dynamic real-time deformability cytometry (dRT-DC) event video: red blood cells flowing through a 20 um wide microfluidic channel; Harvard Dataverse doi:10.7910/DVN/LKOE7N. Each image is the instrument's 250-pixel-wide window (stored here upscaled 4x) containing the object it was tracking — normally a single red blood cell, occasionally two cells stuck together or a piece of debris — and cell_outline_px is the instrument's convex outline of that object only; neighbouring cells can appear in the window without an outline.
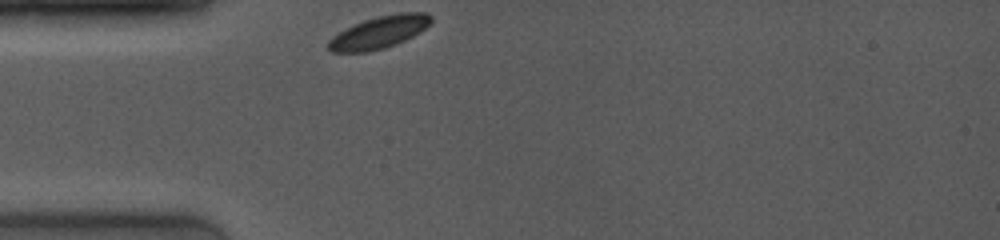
{"species": "common noctule bat (a hibernating species)", "species_latin": "Nyctalus noctula", "temperature_condition": "room temperature", "stored_images_in_passage": 17, "camera_frame_rate_fps": 4000, "um_per_image_px": 0.085, "animal": {"sex": "female", "body_mass_g": 19.0, "forearm_length_mm": 53.3}, "frame": {"image": 1, "passage_image": 1, "time_ms": 0.0, "image_size_px": [1000, 240], "cell_outline_px": [[432, 20], [424, 28], [412, 36], [396, 44], [384, 48], [364, 52], [332, 52], [328, 48], [328, 40], [332, 36], [344, 28], [364, 20], [376, 16], [400, 12], [424, 12], [432, 16]], "centroid_in_image_um": [32.19, 2.73], "position_along_channel_um": 52.8, "area_um2": 19.25}}
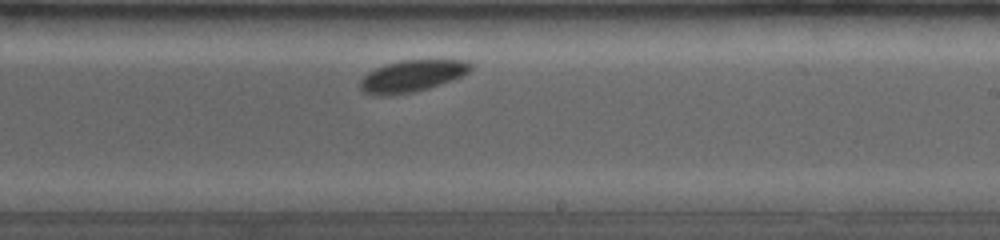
{"frame": {"image": 2, "passage_image": 12, "time_ms": 5.5, "image_size_px": [1000, 240], "cell_outline_px": [[476, 64], [464, 76], [428, 88], [412, 92], [364, 92], [360, 88], [360, 80], [368, 72], [384, 64], [400, 60], [468, 60]], "centroid_in_image_um": [35.15, 6.39], "position_along_channel_um": 253.9, "area_um2": 19.83}}
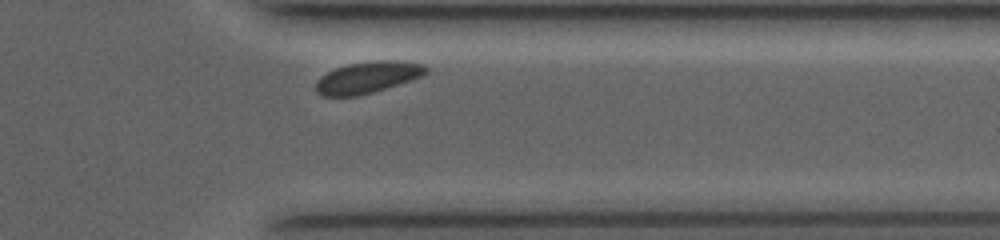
{"frame": {"image": 3, "passage_image": 16, "time_ms": 8.75, "image_size_px": [1000, 240], "cell_outline_px": [[428, 72], [424, 76], [412, 80], [372, 92], [356, 96], [324, 96], [316, 92], [316, 80], [320, 76], [336, 68], [348, 64], [376, 60], [400, 60], [424, 64], [428, 68]], "centroid_in_image_um": [31.28, 6.56], "position_along_channel_um": 380.1, "area_um2": 20.35}, "authors_computed_cell_mechanics": {"area_um2": 19.7098, "velocity_mm_per_s": 3.8281, "shape_relaxation_time_tau1_ms": 0.7968, "shape_relaxation_time_tau2_ms": null, "deformation_change_tau1": 0.0384, "deformation_change_tau2": null}}